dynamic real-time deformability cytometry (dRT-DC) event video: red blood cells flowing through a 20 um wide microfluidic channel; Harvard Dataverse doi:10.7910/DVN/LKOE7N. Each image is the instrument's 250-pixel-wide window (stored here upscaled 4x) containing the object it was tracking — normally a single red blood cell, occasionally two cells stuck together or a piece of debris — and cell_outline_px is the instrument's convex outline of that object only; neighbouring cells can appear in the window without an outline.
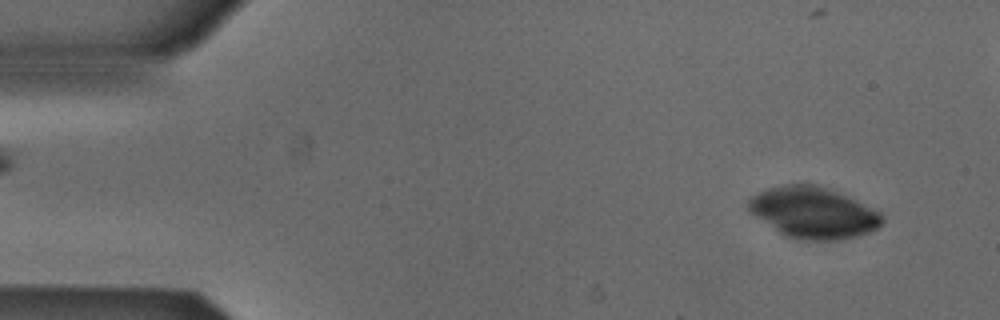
{"species": "Egyptian fruit bat (a non-hibernating species)", "species_latin": "Rousettus aegyptiacus", "temperature_condition": "cold", "stored_images_in_passage": 7, "camera_frame_rate_fps": 3000, "um_per_image_px": 0.085, "animal": {"sex": "male"}, "frame": {"image": 1, "passage_image": 2, "time_ms": 0.333, "image_size_px": [1000, 320], "cell_outline_px": [[884, 224], [880, 228], [856, 236], [836, 240], [804, 240], [788, 236], [780, 232], [748, 212], [748, 200], [756, 192], [764, 188], [784, 184], [816, 184], [828, 188], [848, 196], [880, 212], [884, 216]], "centroid_in_image_um": [69.13, 18.05], "position_along_channel_um": 15.9, "area_um2": 40.06}}